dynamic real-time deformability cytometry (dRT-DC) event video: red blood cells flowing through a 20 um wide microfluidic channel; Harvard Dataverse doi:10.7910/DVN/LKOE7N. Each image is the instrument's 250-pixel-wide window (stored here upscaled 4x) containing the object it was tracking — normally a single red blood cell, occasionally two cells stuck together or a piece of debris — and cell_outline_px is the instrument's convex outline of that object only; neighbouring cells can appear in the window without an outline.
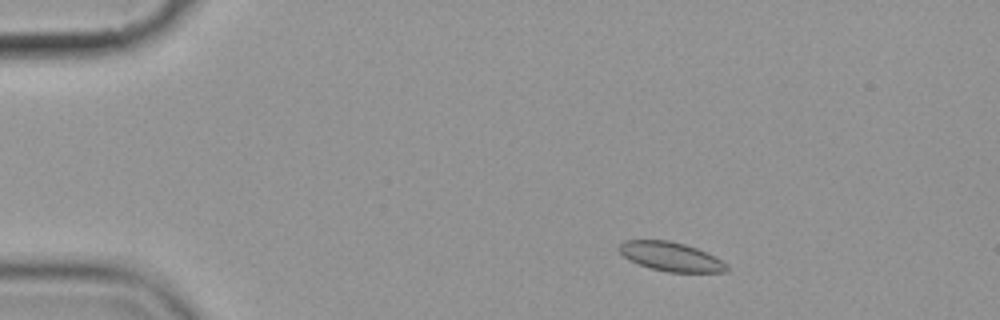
{"species": "common noctule bat (a hibernating species)", "species_latin": "Nyctalus noctula", "temperature_condition": "cold", "stored_images_in_passage": 14, "camera_frame_rate_fps": 3000, "um_per_image_px": 0.085, "animal": {"sex": "female", "body_mass_g": 19.9}, "frame": {"image": 1, "passage_image": 2, "time_ms": 1.0, "image_size_px": [1000, 320], "cell_outline_px": [[728, 268], [724, 272], [668, 272], [652, 268], [628, 260], [616, 248], [624, 240], [668, 240], [684, 244], [696, 248], [716, 256], [728, 264]], "centroid_in_image_um": [57.02, 21.8], "position_along_channel_um": 28.0, "area_um2": 18.21}}
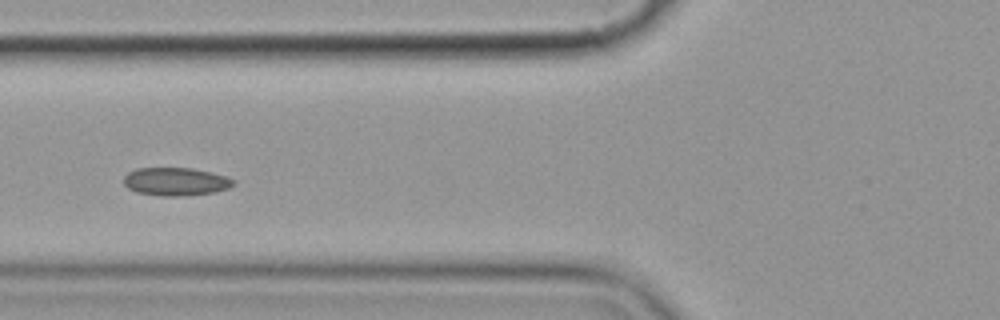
{"frame": {"image": 2, "passage_image": 5, "time_ms": 5.333, "image_size_px": [1000, 320], "cell_outline_px": [[236, 184], [228, 188], [212, 192], [180, 196], [164, 196], [136, 192], [128, 188], [124, 184], [124, 176], [128, 172], [136, 168], [192, 168], [228, 176], [236, 180]], "centroid_in_image_um": [14.95, 15.42], "position_along_channel_um": 110.9, "area_um2": 17.98}}
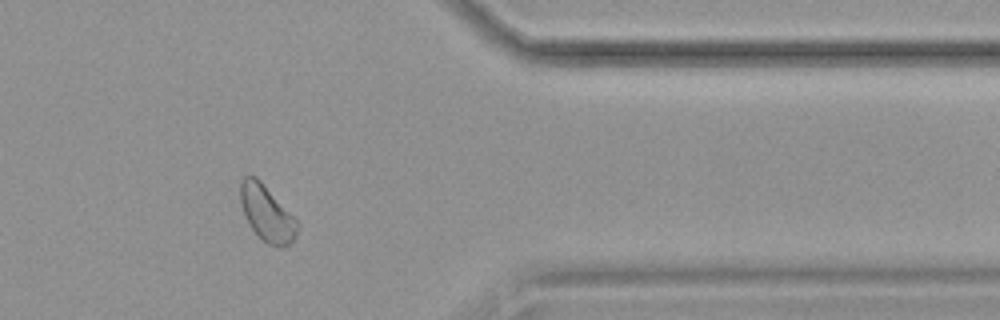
{"frame": {"image": 3, "passage_image": 12, "time_ms": 13.667, "image_size_px": [1000, 320], "cell_outline_px": [[300, 224], [296, 236], [284, 248], [276, 248], [268, 244], [248, 224], [240, 204], [240, 180], [244, 176], [256, 176], [260, 180]], "centroid_in_image_um": [22.67, 18.14], "position_along_channel_um": 388.7, "area_um2": 18.44}, "authors_computed_cell_mechanics": {"area_um2": 18.0914, "velocity_mm_per_s": 3.5076, "shape_relaxation_time_tau1_ms": 3.6623, "shape_relaxation_time_tau2_ms": null, "deformation_change_tau1": 0.0396, "deformation_change_tau2": null}}